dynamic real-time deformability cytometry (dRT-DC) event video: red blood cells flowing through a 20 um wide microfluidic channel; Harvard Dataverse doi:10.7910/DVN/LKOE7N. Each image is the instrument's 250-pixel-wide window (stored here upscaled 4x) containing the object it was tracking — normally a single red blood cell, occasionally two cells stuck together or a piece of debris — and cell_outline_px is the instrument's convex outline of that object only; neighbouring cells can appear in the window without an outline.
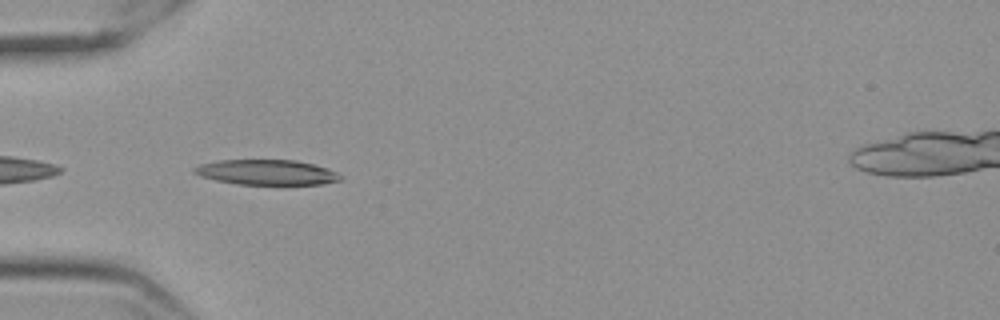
{"species": "Egyptian fruit bat (a non-hibernating species)", "species_latin": "Rousettus aegyptiacus", "temperature_condition": "cold", "stored_images_in_passage": 41, "camera_frame_rate_fps": 3000, "um_per_image_px": 0.085, "frame": {"image": 1, "passage_image": 2, "time_ms": 0.333, "image_size_px": [1000, 320], "cell_outline_px": [[344, 180], [324, 184], [236, 184], [216, 180], [200, 176], [192, 172], [192, 168], [200, 164], [220, 160], [296, 160], [328, 168], [344, 176]], "centroid_in_image_um": [22.7, 14.65], "position_along_channel_um": 62.3, "area_um2": 21.56}}
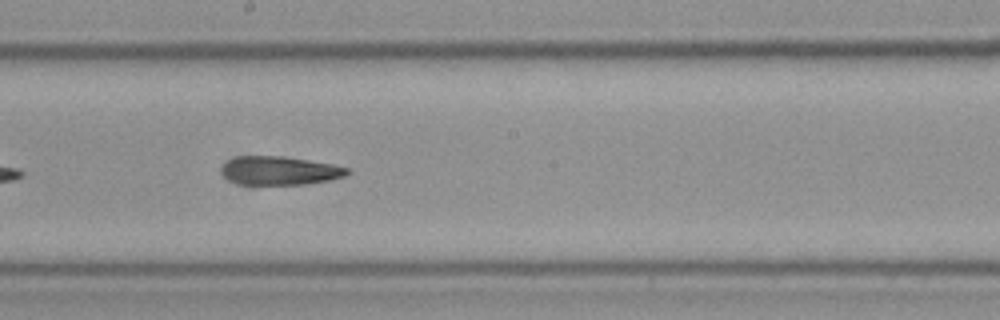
{"frame": {"image": 2, "passage_image": 16, "time_ms": 5.0, "image_size_px": [1000, 320], "cell_outline_px": [[352, 172], [344, 176], [328, 180], [304, 184], [240, 184], [224, 176], [220, 172], [224, 164], [228, 160], [236, 156], [284, 156], [332, 164], [348, 168]], "centroid_in_image_um": [23.78, 14.49], "position_along_channel_um": 224.4, "area_um2": 20.75}}
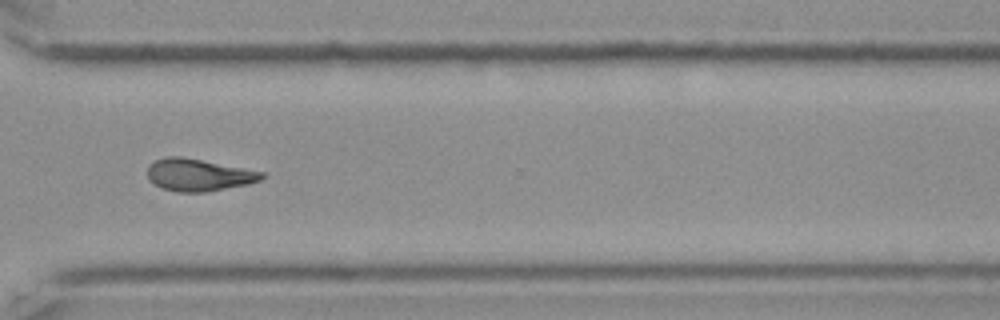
{"frame": {"image": 3, "passage_image": 27, "time_ms": 8.667, "image_size_px": [1000, 320], "cell_outline_px": [[268, 176], [260, 180], [248, 184], [204, 192], [176, 192], [160, 188], [148, 180], [148, 164], [156, 160], [168, 156], [180, 156], [244, 168], [264, 172]], "centroid_in_image_um": [16.86, 14.87], "position_along_channel_um": 353.7, "area_um2": 21.5}, "authors_computed_cell_mechanics": {"area_um2": 21.097, "velocity_mm_per_s": 3.5348, "shape_relaxation_time_tau1_ms": 7.8289, "shape_relaxation_time_tau2_ms": 7.2716, "deformation_change_tau1": 0.2165, "deformation_change_tau2": 0.1755}}